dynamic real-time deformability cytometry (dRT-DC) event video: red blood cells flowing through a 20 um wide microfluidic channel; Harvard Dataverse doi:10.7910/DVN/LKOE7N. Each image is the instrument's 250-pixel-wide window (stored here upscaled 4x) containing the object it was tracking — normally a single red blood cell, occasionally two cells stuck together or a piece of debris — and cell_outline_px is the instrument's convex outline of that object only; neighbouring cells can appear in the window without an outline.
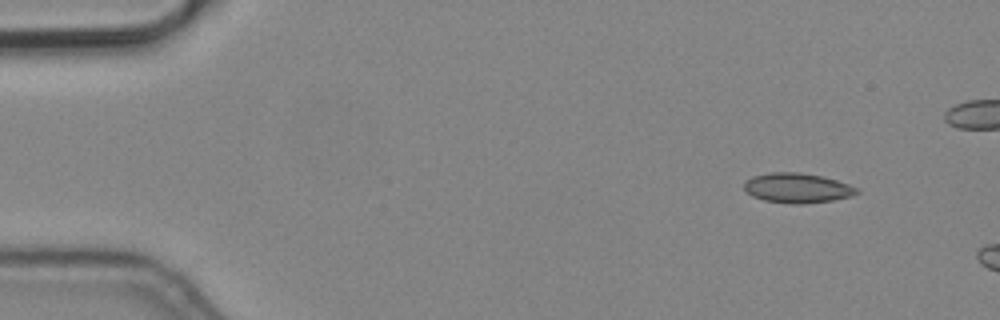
{"species": "common noctule bat (a hibernating species)", "species_latin": "Nyctalus noctula", "temperature_condition": "cold", "stored_images_in_passage": 5, "camera_frame_rate_fps": 3000, "um_per_image_px": 0.085, "animal": {"sex": "male", "body_mass_g": 19.2, "forearm_length_mm": 51.8}, "frame": {"image": 1, "passage_image": 1, "time_ms": 0.0, "image_size_px": [1000, 320], "cell_outline_px": [[860, 192], [852, 196], [832, 200], [804, 204], [792, 204], [764, 200], [752, 196], [744, 188], [744, 184], [752, 176], [772, 172], [800, 172], [824, 176], [860, 188]], "centroid_in_image_um": [67.81, 15.98], "position_along_channel_um": 17.2, "area_um2": 19.65}}